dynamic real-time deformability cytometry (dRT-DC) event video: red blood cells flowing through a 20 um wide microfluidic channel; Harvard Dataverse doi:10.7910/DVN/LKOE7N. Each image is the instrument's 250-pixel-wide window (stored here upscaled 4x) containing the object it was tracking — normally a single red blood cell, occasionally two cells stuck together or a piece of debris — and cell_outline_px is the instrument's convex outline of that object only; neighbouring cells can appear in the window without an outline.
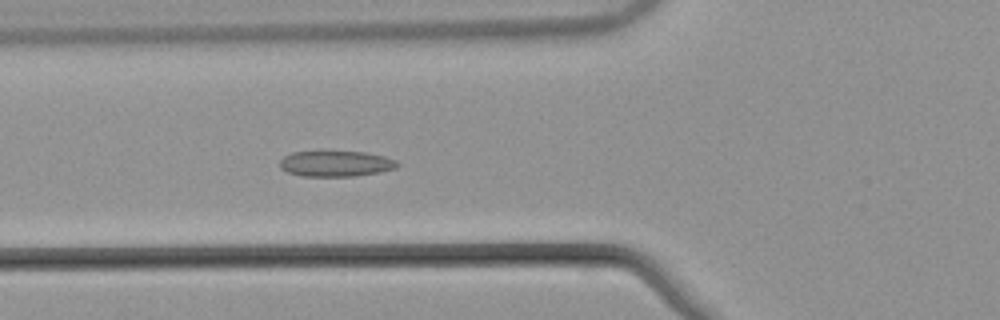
{"species": "common noctule bat (a hibernating species)", "species_latin": "Nyctalus noctula", "temperature_condition": "warm", "stored_images_in_passage": 46, "camera_frame_rate_fps": 3000, "um_per_image_px": 0.085, "animal": {"sex": "male", "body_mass_g": 21.5, "forearm_length_mm": 52.0}, "frame": {"image": 1, "passage_image": 17, "time_ms": 5.333, "image_size_px": [1000, 320], "cell_outline_px": [[400, 164], [396, 168], [380, 172], [356, 176], [304, 176], [288, 172], [280, 168], [280, 160], [284, 156], [292, 152], [324, 148], [364, 152], [384, 156], [396, 160]], "centroid_in_image_um": [28.52, 13.85], "position_along_channel_um": 97.3, "area_um2": 18.55}}
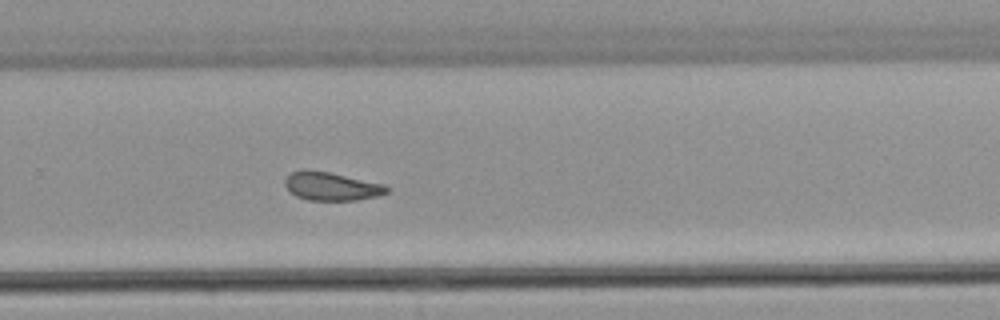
{"frame": {"image": 2, "passage_image": 33, "time_ms": 10.667, "image_size_px": [1000, 320], "cell_outline_px": [[388, 192], [380, 196], [356, 200], [308, 200], [296, 196], [284, 184], [284, 180], [292, 172], [304, 168], [328, 172], [384, 184], [388, 188]], "centroid_in_image_um": [28.17, 15.83], "position_along_channel_um": 301.6, "area_um2": 16.76}}
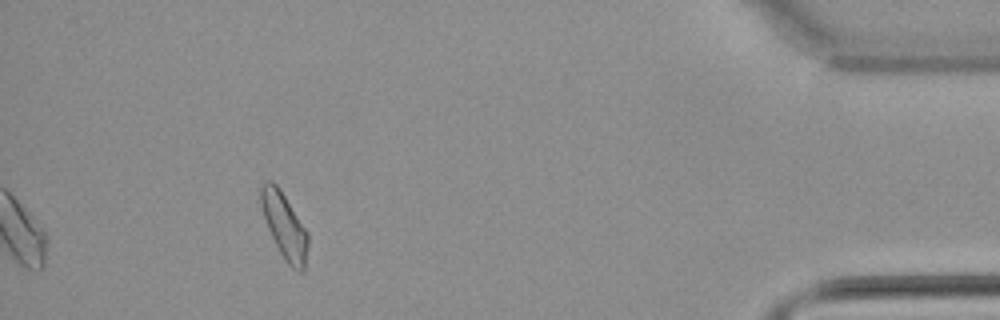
{"frame": {"image": 3, "passage_image": 46, "time_ms": 15.0, "image_size_px": [1000, 320], "cell_outline_px": [[308, 248], [304, 272], [300, 272], [292, 268], [284, 260], [268, 228], [260, 204], [260, 188], [264, 180], [272, 180], [280, 188], [308, 232]], "centroid_in_image_um": [24.18, 19.18], "position_along_channel_um": 411.0, "area_um2": 18.09}, "authors_computed_cell_mechanics": {"area_um2": 18.4671, "velocity_mm_per_s": 3.841, "shape_relaxation_time_tau1_ms": null, "shape_relaxation_time_tau2_ms": 2.4755, "deformation_change_tau1": null, "deformation_change_tau2": 0.0709}}